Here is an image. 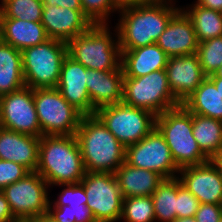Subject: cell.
<instances>
[{
  "instance_id": "1",
  "label": "cell",
  "mask_w": 222,
  "mask_h": 222,
  "mask_svg": "<svg viewBox=\"0 0 222 222\" xmlns=\"http://www.w3.org/2000/svg\"><path fill=\"white\" fill-rule=\"evenodd\" d=\"M158 0L150 4L127 6L119 10L120 50H131L157 42L172 16L180 9L176 0ZM176 5V6H175Z\"/></svg>"
},
{
  "instance_id": "2",
  "label": "cell",
  "mask_w": 222,
  "mask_h": 222,
  "mask_svg": "<svg viewBox=\"0 0 222 222\" xmlns=\"http://www.w3.org/2000/svg\"><path fill=\"white\" fill-rule=\"evenodd\" d=\"M36 172L46 180L50 188L59 184L80 183L86 169L76 136H41Z\"/></svg>"
},
{
  "instance_id": "3",
  "label": "cell",
  "mask_w": 222,
  "mask_h": 222,
  "mask_svg": "<svg viewBox=\"0 0 222 222\" xmlns=\"http://www.w3.org/2000/svg\"><path fill=\"white\" fill-rule=\"evenodd\" d=\"M86 172L112 173L125 162V146L94 115H83L75 133Z\"/></svg>"
},
{
  "instance_id": "4",
  "label": "cell",
  "mask_w": 222,
  "mask_h": 222,
  "mask_svg": "<svg viewBox=\"0 0 222 222\" xmlns=\"http://www.w3.org/2000/svg\"><path fill=\"white\" fill-rule=\"evenodd\" d=\"M110 28L108 24H93L86 32L67 42V55L88 69H119L121 50L118 33L116 27L113 30L115 33Z\"/></svg>"
},
{
  "instance_id": "5",
  "label": "cell",
  "mask_w": 222,
  "mask_h": 222,
  "mask_svg": "<svg viewBox=\"0 0 222 222\" xmlns=\"http://www.w3.org/2000/svg\"><path fill=\"white\" fill-rule=\"evenodd\" d=\"M155 127L163 135L179 169L210 160L193 137L192 113L182 104L158 115Z\"/></svg>"
},
{
  "instance_id": "6",
  "label": "cell",
  "mask_w": 222,
  "mask_h": 222,
  "mask_svg": "<svg viewBox=\"0 0 222 222\" xmlns=\"http://www.w3.org/2000/svg\"><path fill=\"white\" fill-rule=\"evenodd\" d=\"M67 56V43L57 39L22 51L25 85L32 89L56 88L60 79L61 65Z\"/></svg>"
},
{
  "instance_id": "7",
  "label": "cell",
  "mask_w": 222,
  "mask_h": 222,
  "mask_svg": "<svg viewBox=\"0 0 222 222\" xmlns=\"http://www.w3.org/2000/svg\"><path fill=\"white\" fill-rule=\"evenodd\" d=\"M123 103L147 110L156 117L181 103L173 95L166 69L142 77H124Z\"/></svg>"
},
{
  "instance_id": "8",
  "label": "cell",
  "mask_w": 222,
  "mask_h": 222,
  "mask_svg": "<svg viewBox=\"0 0 222 222\" xmlns=\"http://www.w3.org/2000/svg\"><path fill=\"white\" fill-rule=\"evenodd\" d=\"M38 121L44 135H75L83 114L57 88L33 89Z\"/></svg>"
},
{
  "instance_id": "9",
  "label": "cell",
  "mask_w": 222,
  "mask_h": 222,
  "mask_svg": "<svg viewBox=\"0 0 222 222\" xmlns=\"http://www.w3.org/2000/svg\"><path fill=\"white\" fill-rule=\"evenodd\" d=\"M95 115L125 147L139 142L155 128L154 114L123 102L98 108Z\"/></svg>"
},
{
  "instance_id": "10",
  "label": "cell",
  "mask_w": 222,
  "mask_h": 222,
  "mask_svg": "<svg viewBox=\"0 0 222 222\" xmlns=\"http://www.w3.org/2000/svg\"><path fill=\"white\" fill-rule=\"evenodd\" d=\"M50 187L36 171H31L20 180L1 190L9 203L13 216L18 221H29L47 214Z\"/></svg>"
},
{
  "instance_id": "11",
  "label": "cell",
  "mask_w": 222,
  "mask_h": 222,
  "mask_svg": "<svg viewBox=\"0 0 222 222\" xmlns=\"http://www.w3.org/2000/svg\"><path fill=\"white\" fill-rule=\"evenodd\" d=\"M80 183L96 222H120L123 196L115 174L86 172Z\"/></svg>"
},
{
  "instance_id": "12",
  "label": "cell",
  "mask_w": 222,
  "mask_h": 222,
  "mask_svg": "<svg viewBox=\"0 0 222 222\" xmlns=\"http://www.w3.org/2000/svg\"><path fill=\"white\" fill-rule=\"evenodd\" d=\"M125 162L136 168L156 172L164 179L177 177L180 170L156 127L139 142L125 147Z\"/></svg>"
},
{
  "instance_id": "13",
  "label": "cell",
  "mask_w": 222,
  "mask_h": 222,
  "mask_svg": "<svg viewBox=\"0 0 222 222\" xmlns=\"http://www.w3.org/2000/svg\"><path fill=\"white\" fill-rule=\"evenodd\" d=\"M0 126L23 134L42 136L32 88L25 86L1 96Z\"/></svg>"
},
{
  "instance_id": "14",
  "label": "cell",
  "mask_w": 222,
  "mask_h": 222,
  "mask_svg": "<svg viewBox=\"0 0 222 222\" xmlns=\"http://www.w3.org/2000/svg\"><path fill=\"white\" fill-rule=\"evenodd\" d=\"M177 177L200 203L222 205V171L214 160L183 167Z\"/></svg>"
},
{
  "instance_id": "15",
  "label": "cell",
  "mask_w": 222,
  "mask_h": 222,
  "mask_svg": "<svg viewBox=\"0 0 222 222\" xmlns=\"http://www.w3.org/2000/svg\"><path fill=\"white\" fill-rule=\"evenodd\" d=\"M41 24L48 38L66 43L93 25L82 10H71L56 5H43Z\"/></svg>"
},
{
  "instance_id": "16",
  "label": "cell",
  "mask_w": 222,
  "mask_h": 222,
  "mask_svg": "<svg viewBox=\"0 0 222 222\" xmlns=\"http://www.w3.org/2000/svg\"><path fill=\"white\" fill-rule=\"evenodd\" d=\"M170 89L175 98L182 103L206 79L197 54L168 58L166 65Z\"/></svg>"
},
{
  "instance_id": "17",
  "label": "cell",
  "mask_w": 222,
  "mask_h": 222,
  "mask_svg": "<svg viewBox=\"0 0 222 222\" xmlns=\"http://www.w3.org/2000/svg\"><path fill=\"white\" fill-rule=\"evenodd\" d=\"M198 43L192 22L181 8L172 16L156 42L169 58L195 54Z\"/></svg>"
},
{
  "instance_id": "18",
  "label": "cell",
  "mask_w": 222,
  "mask_h": 222,
  "mask_svg": "<svg viewBox=\"0 0 222 222\" xmlns=\"http://www.w3.org/2000/svg\"><path fill=\"white\" fill-rule=\"evenodd\" d=\"M87 68L68 55L61 65L57 89L83 115H92V104L87 90Z\"/></svg>"
},
{
  "instance_id": "19",
  "label": "cell",
  "mask_w": 222,
  "mask_h": 222,
  "mask_svg": "<svg viewBox=\"0 0 222 222\" xmlns=\"http://www.w3.org/2000/svg\"><path fill=\"white\" fill-rule=\"evenodd\" d=\"M86 85L92 104V115L98 108L123 102L124 74L122 67L112 71L87 68Z\"/></svg>"
},
{
  "instance_id": "20",
  "label": "cell",
  "mask_w": 222,
  "mask_h": 222,
  "mask_svg": "<svg viewBox=\"0 0 222 222\" xmlns=\"http://www.w3.org/2000/svg\"><path fill=\"white\" fill-rule=\"evenodd\" d=\"M40 137L15 132L0 126V159L26 167L30 172L38 166Z\"/></svg>"
},
{
  "instance_id": "21",
  "label": "cell",
  "mask_w": 222,
  "mask_h": 222,
  "mask_svg": "<svg viewBox=\"0 0 222 222\" xmlns=\"http://www.w3.org/2000/svg\"><path fill=\"white\" fill-rule=\"evenodd\" d=\"M168 58L156 43L136 49L121 50V67L124 77L137 78L166 69Z\"/></svg>"
},
{
  "instance_id": "22",
  "label": "cell",
  "mask_w": 222,
  "mask_h": 222,
  "mask_svg": "<svg viewBox=\"0 0 222 222\" xmlns=\"http://www.w3.org/2000/svg\"><path fill=\"white\" fill-rule=\"evenodd\" d=\"M0 39L19 51H23L49 38L41 22L0 18Z\"/></svg>"
},
{
  "instance_id": "23",
  "label": "cell",
  "mask_w": 222,
  "mask_h": 222,
  "mask_svg": "<svg viewBox=\"0 0 222 222\" xmlns=\"http://www.w3.org/2000/svg\"><path fill=\"white\" fill-rule=\"evenodd\" d=\"M114 174L123 198L151 196L164 179L156 172L136 168L126 162Z\"/></svg>"
},
{
  "instance_id": "24",
  "label": "cell",
  "mask_w": 222,
  "mask_h": 222,
  "mask_svg": "<svg viewBox=\"0 0 222 222\" xmlns=\"http://www.w3.org/2000/svg\"><path fill=\"white\" fill-rule=\"evenodd\" d=\"M25 86L22 51L0 39V97Z\"/></svg>"
},
{
  "instance_id": "25",
  "label": "cell",
  "mask_w": 222,
  "mask_h": 222,
  "mask_svg": "<svg viewBox=\"0 0 222 222\" xmlns=\"http://www.w3.org/2000/svg\"><path fill=\"white\" fill-rule=\"evenodd\" d=\"M181 104L193 114L222 121V98L208 77Z\"/></svg>"
},
{
  "instance_id": "26",
  "label": "cell",
  "mask_w": 222,
  "mask_h": 222,
  "mask_svg": "<svg viewBox=\"0 0 222 222\" xmlns=\"http://www.w3.org/2000/svg\"><path fill=\"white\" fill-rule=\"evenodd\" d=\"M192 128L199 148L213 160L222 150V121L192 113Z\"/></svg>"
},
{
  "instance_id": "27",
  "label": "cell",
  "mask_w": 222,
  "mask_h": 222,
  "mask_svg": "<svg viewBox=\"0 0 222 222\" xmlns=\"http://www.w3.org/2000/svg\"><path fill=\"white\" fill-rule=\"evenodd\" d=\"M181 9L191 20L198 42L222 36V12L204 8L196 2Z\"/></svg>"
},
{
  "instance_id": "28",
  "label": "cell",
  "mask_w": 222,
  "mask_h": 222,
  "mask_svg": "<svg viewBox=\"0 0 222 222\" xmlns=\"http://www.w3.org/2000/svg\"><path fill=\"white\" fill-rule=\"evenodd\" d=\"M151 198L156 222H172L177 217V177L163 179Z\"/></svg>"
},
{
  "instance_id": "29",
  "label": "cell",
  "mask_w": 222,
  "mask_h": 222,
  "mask_svg": "<svg viewBox=\"0 0 222 222\" xmlns=\"http://www.w3.org/2000/svg\"><path fill=\"white\" fill-rule=\"evenodd\" d=\"M43 5L41 0H1L0 18L41 22Z\"/></svg>"
},
{
  "instance_id": "30",
  "label": "cell",
  "mask_w": 222,
  "mask_h": 222,
  "mask_svg": "<svg viewBox=\"0 0 222 222\" xmlns=\"http://www.w3.org/2000/svg\"><path fill=\"white\" fill-rule=\"evenodd\" d=\"M122 219L124 222H156L151 196L123 198Z\"/></svg>"
},
{
  "instance_id": "31",
  "label": "cell",
  "mask_w": 222,
  "mask_h": 222,
  "mask_svg": "<svg viewBox=\"0 0 222 222\" xmlns=\"http://www.w3.org/2000/svg\"><path fill=\"white\" fill-rule=\"evenodd\" d=\"M196 54L204 74H214L222 65V36L199 42Z\"/></svg>"
},
{
  "instance_id": "32",
  "label": "cell",
  "mask_w": 222,
  "mask_h": 222,
  "mask_svg": "<svg viewBox=\"0 0 222 222\" xmlns=\"http://www.w3.org/2000/svg\"><path fill=\"white\" fill-rule=\"evenodd\" d=\"M84 15L92 24H108L111 13L119 12L116 0H80Z\"/></svg>"
},
{
  "instance_id": "33",
  "label": "cell",
  "mask_w": 222,
  "mask_h": 222,
  "mask_svg": "<svg viewBox=\"0 0 222 222\" xmlns=\"http://www.w3.org/2000/svg\"><path fill=\"white\" fill-rule=\"evenodd\" d=\"M56 186L64 187L62 192L57 194L58 198L49 200L54 207L69 205L71 208L87 207V196L81 183L59 184Z\"/></svg>"
},
{
  "instance_id": "34",
  "label": "cell",
  "mask_w": 222,
  "mask_h": 222,
  "mask_svg": "<svg viewBox=\"0 0 222 222\" xmlns=\"http://www.w3.org/2000/svg\"><path fill=\"white\" fill-rule=\"evenodd\" d=\"M199 200L183 186L177 177V218L195 217Z\"/></svg>"
},
{
  "instance_id": "35",
  "label": "cell",
  "mask_w": 222,
  "mask_h": 222,
  "mask_svg": "<svg viewBox=\"0 0 222 222\" xmlns=\"http://www.w3.org/2000/svg\"><path fill=\"white\" fill-rule=\"evenodd\" d=\"M30 171L15 162L0 159V191L25 177Z\"/></svg>"
},
{
  "instance_id": "36",
  "label": "cell",
  "mask_w": 222,
  "mask_h": 222,
  "mask_svg": "<svg viewBox=\"0 0 222 222\" xmlns=\"http://www.w3.org/2000/svg\"><path fill=\"white\" fill-rule=\"evenodd\" d=\"M222 218V205L200 203L195 214L197 222H220Z\"/></svg>"
},
{
  "instance_id": "37",
  "label": "cell",
  "mask_w": 222,
  "mask_h": 222,
  "mask_svg": "<svg viewBox=\"0 0 222 222\" xmlns=\"http://www.w3.org/2000/svg\"><path fill=\"white\" fill-rule=\"evenodd\" d=\"M56 222H76L69 205L54 207L50 202L47 212Z\"/></svg>"
},
{
  "instance_id": "38",
  "label": "cell",
  "mask_w": 222,
  "mask_h": 222,
  "mask_svg": "<svg viewBox=\"0 0 222 222\" xmlns=\"http://www.w3.org/2000/svg\"><path fill=\"white\" fill-rule=\"evenodd\" d=\"M13 216L9 203L4 194L0 191V222H17Z\"/></svg>"
},
{
  "instance_id": "39",
  "label": "cell",
  "mask_w": 222,
  "mask_h": 222,
  "mask_svg": "<svg viewBox=\"0 0 222 222\" xmlns=\"http://www.w3.org/2000/svg\"><path fill=\"white\" fill-rule=\"evenodd\" d=\"M71 210L76 222H96L88 207H76L71 208Z\"/></svg>"
},
{
  "instance_id": "40",
  "label": "cell",
  "mask_w": 222,
  "mask_h": 222,
  "mask_svg": "<svg viewBox=\"0 0 222 222\" xmlns=\"http://www.w3.org/2000/svg\"><path fill=\"white\" fill-rule=\"evenodd\" d=\"M44 5H56L66 7L71 10H82L80 0H41Z\"/></svg>"
},
{
  "instance_id": "41",
  "label": "cell",
  "mask_w": 222,
  "mask_h": 222,
  "mask_svg": "<svg viewBox=\"0 0 222 222\" xmlns=\"http://www.w3.org/2000/svg\"><path fill=\"white\" fill-rule=\"evenodd\" d=\"M198 5L222 12V0H196Z\"/></svg>"
},
{
  "instance_id": "42",
  "label": "cell",
  "mask_w": 222,
  "mask_h": 222,
  "mask_svg": "<svg viewBox=\"0 0 222 222\" xmlns=\"http://www.w3.org/2000/svg\"><path fill=\"white\" fill-rule=\"evenodd\" d=\"M158 0H116L118 7L124 8L127 6H135V5H142V4H150L156 2Z\"/></svg>"
},
{
  "instance_id": "43",
  "label": "cell",
  "mask_w": 222,
  "mask_h": 222,
  "mask_svg": "<svg viewBox=\"0 0 222 222\" xmlns=\"http://www.w3.org/2000/svg\"><path fill=\"white\" fill-rule=\"evenodd\" d=\"M208 78L215 84L216 89L219 91L222 98V78L217 77L215 74L208 76Z\"/></svg>"
},
{
  "instance_id": "44",
  "label": "cell",
  "mask_w": 222,
  "mask_h": 222,
  "mask_svg": "<svg viewBox=\"0 0 222 222\" xmlns=\"http://www.w3.org/2000/svg\"><path fill=\"white\" fill-rule=\"evenodd\" d=\"M29 222H56L48 213L30 219Z\"/></svg>"
},
{
  "instance_id": "45",
  "label": "cell",
  "mask_w": 222,
  "mask_h": 222,
  "mask_svg": "<svg viewBox=\"0 0 222 222\" xmlns=\"http://www.w3.org/2000/svg\"><path fill=\"white\" fill-rule=\"evenodd\" d=\"M172 222H197L195 217L175 218Z\"/></svg>"
},
{
  "instance_id": "46",
  "label": "cell",
  "mask_w": 222,
  "mask_h": 222,
  "mask_svg": "<svg viewBox=\"0 0 222 222\" xmlns=\"http://www.w3.org/2000/svg\"><path fill=\"white\" fill-rule=\"evenodd\" d=\"M213 160L218 164L222 171V150Z\"/></svg>"
},
{
  "instance_id": "47",
  "label": "cell",
  "mask_w": 222,
  "mask_h": 222,
  "mask_svg": "<svg viewBox=\"0 0 222 222\" xmlns=\"http://www.w3.org/2000/svg\"><path fill=\"white\" fill-rule=\"evenodd\" d=\"M217 77L222 78V65L218 68V70L214 73Z\"/></svg>"
}]
</instances>
